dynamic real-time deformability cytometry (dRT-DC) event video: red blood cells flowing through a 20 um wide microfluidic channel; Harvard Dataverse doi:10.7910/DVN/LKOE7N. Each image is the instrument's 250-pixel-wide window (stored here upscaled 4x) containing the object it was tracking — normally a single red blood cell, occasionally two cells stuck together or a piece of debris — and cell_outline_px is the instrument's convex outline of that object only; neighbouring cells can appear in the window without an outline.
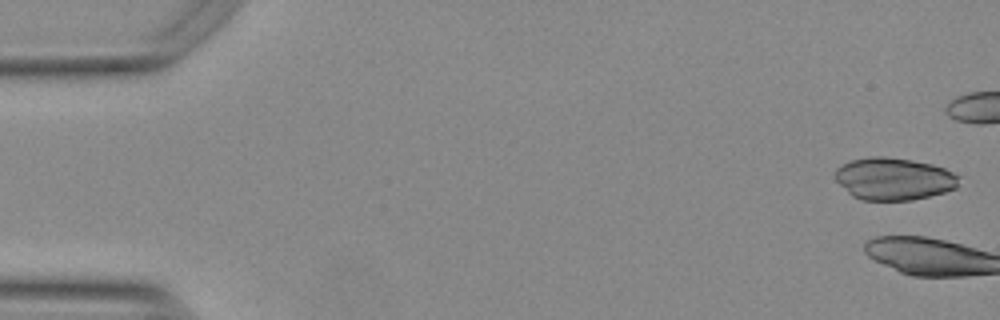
{"species": "Egyptian fruit bat (a non-hibernating species)", "species_latin": "Rousettus aegyptiacus", "temperature_condition": "warm", "stored_images_in_passage": 4, "camera_frame_rate_fps": 3000, "um_per_image_px": 0.085, "animal": {"sex": "female"}, "frame": {"image": 1, "passage_image": 2, "time_ms": 0.333, "image_size_px": [1000, 320], "cell_outline_px": [[960, 176], [956, 188], [944, 192], [912, 200], [860, 200], [852, 196], [836, 180], [836, 168], [852, 160], [868, 156], [884, 156], [912, 160], [932, 164], [944, 168]], "centroid_in_image_um": [75.98, 15.2], "position_along_channel_um": 9.0, "area_um2": 30.46}}